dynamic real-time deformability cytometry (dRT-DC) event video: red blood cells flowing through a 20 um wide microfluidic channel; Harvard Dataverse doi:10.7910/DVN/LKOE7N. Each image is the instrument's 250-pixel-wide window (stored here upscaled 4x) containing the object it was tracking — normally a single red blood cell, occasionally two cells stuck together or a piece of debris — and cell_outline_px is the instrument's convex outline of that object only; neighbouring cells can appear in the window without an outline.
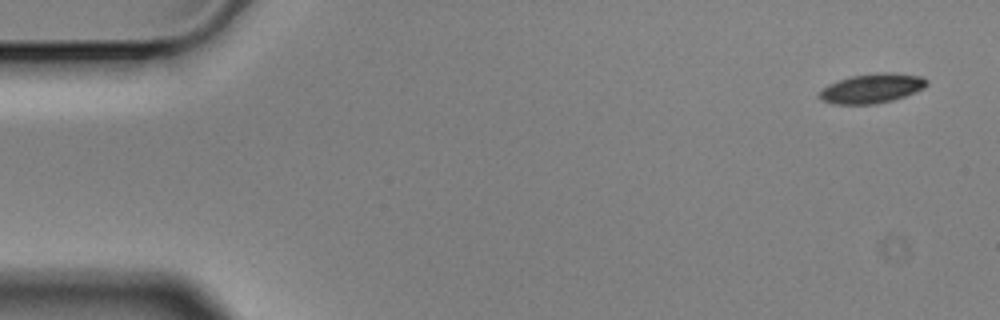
{"species": "Egyptian fruit bat (a non-hibernating species)", "species_latin": "Rousettus aegyptiacus", "temperature_condition": "cold", "stored_images_in_passage": 4, "camera_frame_rate_fps": 3000, "um_per_image_px": 0.085, "animal": {"sex": "male"}, "frame": {"image": 1, "passage_image": 1, "time_ms": 0.0, "image_size_px": [1000, 320], "cell_outline_px": [[928, 84], [924, 88], [904, 96], [892, 100], [876, 104], [832, 104], [816, 96], [828, 84], [852, 76], [884, 72], [892, 72], [920, 76], [928, 80]], "centroid_in_image_um": [74.12, 7.51], "position_along_channel_um": 10.9, "area_um2": 18.26}}
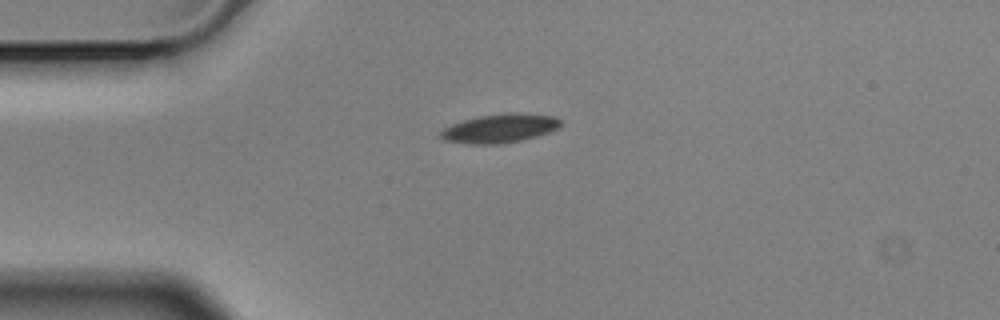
{"frame": {"image": 2, "passage_image": 4, "time_ms": 1.0, "image_size_px": [1000, 320], "cell_outline_px": [[560, 124], [556, 128], [548, 132], [536, 136], [520, 140], [500, 144], [468, 144], [444, 140], [440, 136], [440, 132], [444, 128], [452, 124], [464, 120], [480, 116], [508, 112], [516, 112], [552, 116], [560, 120]], "centroid_in_image_um": [42.44, 10.91], "position_along_channel_um": 42.6, "area_um2": 19.88}}